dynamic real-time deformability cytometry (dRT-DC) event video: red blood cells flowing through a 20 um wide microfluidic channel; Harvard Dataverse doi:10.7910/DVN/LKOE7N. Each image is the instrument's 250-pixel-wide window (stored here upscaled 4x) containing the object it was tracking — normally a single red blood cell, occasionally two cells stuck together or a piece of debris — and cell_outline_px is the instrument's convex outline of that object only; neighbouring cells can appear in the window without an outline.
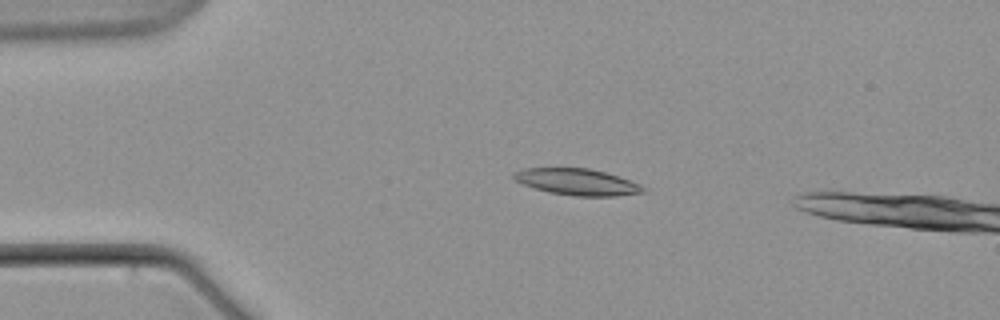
{"species": "common noctule bat (a hibernating species)", "species_latin": "Nyctalus noctula", "temperature_condition": "warm", "stored_images_in_passage": 6, "camera_frame_rate_fps": 3000, "um_per_image_px": 0.085, "animal": {"sex": "male", "body_mass_g": 21.5, "forearm_length_mm": 52.0}, "frame": {"image": 1, "passage_image": 4, "time_ms": 3.333, "image_size_px": [1000, 320], "cell_outline_px": [[648, 188], [644, 192], [616, 196], [576, 196], [548, 192], [520, 184], [512, 180], [512, 172], [524, 168], [588, 168], [604, 172], [640, 184]], "centroid_in_image_um": [48.99, 15.46], "position_along_channel_um": 36.0, "area_um2": 20.06}}
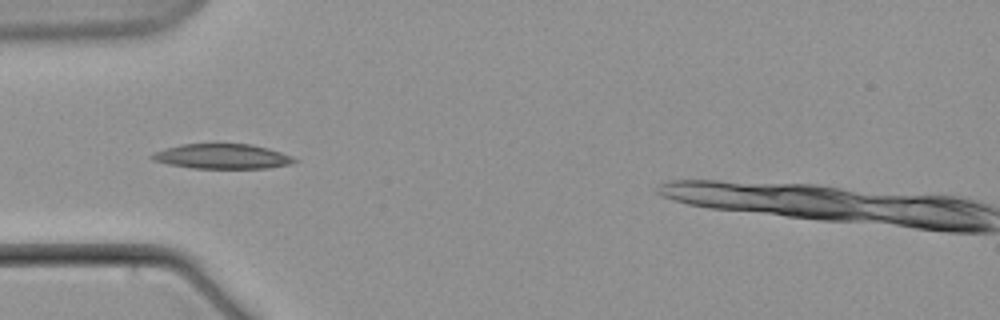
{"frame": {"image": 2, "passage_image": 6, "time_ms": 5.667, "image_size_px": [1000, 320], "cell_outline_px": [[296, 160], [288, 164], [268, 168], [192, 168], [168, 164], [152, 160], [148, 156], [164, 148], [180, 144], [252, 144], [268, 148], [280, 152]], "centroid_in_image_um": [18.8, 13.29], "position_along_channel_um": 66.2, "area_um2": 20.4}}